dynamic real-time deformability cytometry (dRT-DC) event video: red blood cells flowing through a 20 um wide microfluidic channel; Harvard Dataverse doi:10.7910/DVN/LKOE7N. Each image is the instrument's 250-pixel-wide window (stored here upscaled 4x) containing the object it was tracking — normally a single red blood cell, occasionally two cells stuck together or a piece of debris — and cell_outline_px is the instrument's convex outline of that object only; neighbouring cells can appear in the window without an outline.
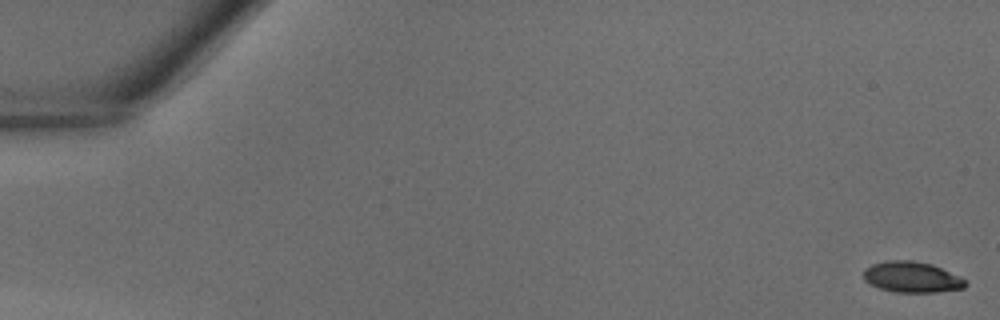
{"species": "common noctule bat (a hibernating species)", "species_latin": "Nyctalus noctula", "temperature_condition": "warm", "stored_images_in_passage": 42, "camera_frame_rate_fps": 3000, "um_per_image_px": 0.085, "animal": {"sex": "male", "body_mass_g": 18.8}, "frame": {"image": 1, "passage_image": 1, "time_ms": 0.0, "image_size_px": [1000, 320], "cell_outline_px": [[968, 284], [964, 288], [936, 292], [896, 292], [880, 288], [864, 280], [864, 268], [872, 264], [888, 260], [912, 260], [932, 264], [964, 280]], "centroid_in_image_um": [77.47, 23.55], "position_along_channel_um": 7.5, "area_um2": 18.03}}
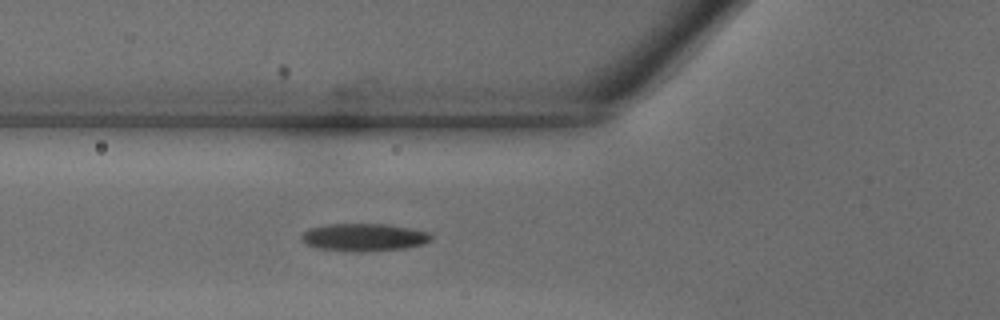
{"frame": {"image": 2, "passage_image": 16, "time_ms": 5.0, "image_size_px": [1000, 320], "cell_outline_px": [[432, 240], [424, 244], [404, 248], [360, 252], [356, 252], [316, 248], [304, 244], [300, 240], [300, 236], [308, 228], [328, 224], [388, 224], [412, 228], [428, 232], [432, 236]], "centroid_in_image_um": [30.91, 20.17], "position_along_channel_um": 94.9, "area_um2": 21.15}}
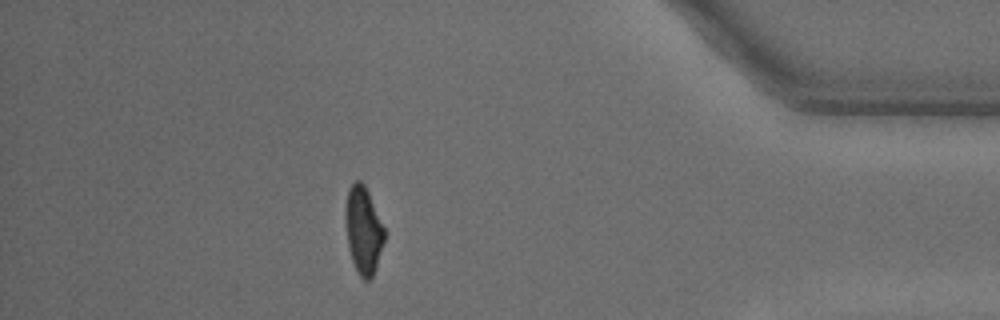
{"frame": {"image": 3, "passage_image": 37, "time_ms": 12.0, "image_size_px": [1000, 320], "cell_outline_px": [[384, 240], [376, 268], [372, 276], [368, 280], [364, 280], [360, 276], [352, 260], [348, 248], [344, 216], [344, 208], [348, 188], [356, 180], [360, 180], [364, 184], [368, 192], [384, 228]], "centroid_in_image_um": [30.85, 19.54], "position_along_channel_um": 404.3, "area_um2": 19.71}}